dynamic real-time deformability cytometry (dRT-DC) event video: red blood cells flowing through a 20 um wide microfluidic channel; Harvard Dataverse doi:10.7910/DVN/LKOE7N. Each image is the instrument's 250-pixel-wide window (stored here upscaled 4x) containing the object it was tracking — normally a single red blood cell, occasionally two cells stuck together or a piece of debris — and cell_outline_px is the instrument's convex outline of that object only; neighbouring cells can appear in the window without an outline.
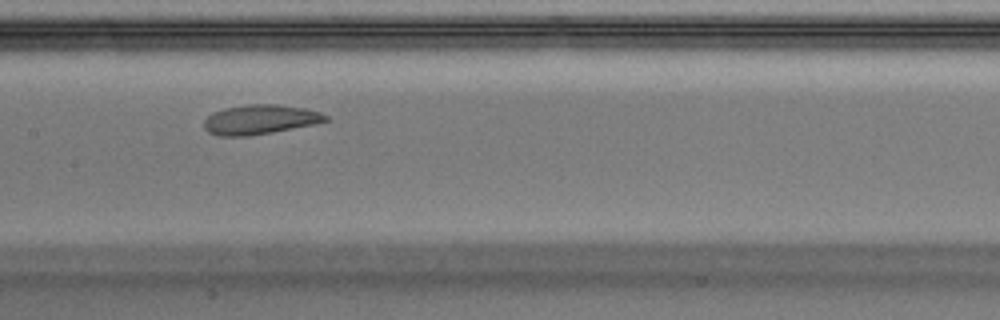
{"species": "Egyptian fruit bat (a non-hibernating species)", "species_latin": "Rousettus aegyptiacus", "temperature_condition": "warm", "stored_images_in_passage": 44, "camera_frame_rate_fps": 3000, "um_per_image_px": 0.085, "animal": {"sex": "male"}, "frame": {"image": 1, "passage_image": 19, "time_ms": 6.0, "image_size_px": [1000, 320], "cell_outline_px": [[328, 120], [316, 124], [272, 132], [248, 136], [220, 136], [208, 132], [204, 128], [204, 120], [212, 112], [224, 108], [248, 104], [276, 104], [304, 108], [320, 112], [328, 116]], "centroid_in_image_um": [22.09, 10.16], "position_along_channel_um": 185.3, "area_um2": 20.98}}
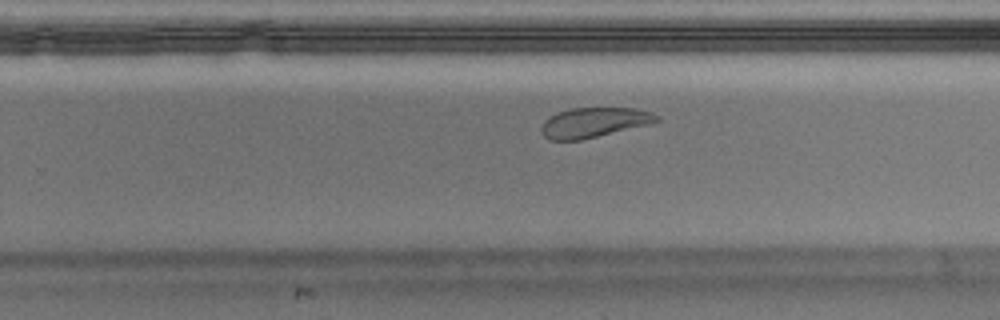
{"frame": {"image": 2, "passage_image": 26, "time_ms": 8.333, "image_size_px": [1000, 320], "cell_outline_px": [[660, 120], [648, 124], [580, 140], [548, 140], [540, 132], [540, 128], [544, 120], [560, 112], [572, 108], [636, 108], [652, 112], [660, 116]], "centroid_in_image_um": [50.48, 10.41], "position_along_channel_um": 279.3, "area_um2": 19.88}, "authors_computed_cell_mechanics": {"area_um2": 22.4842, "velocity_mm_per_s": 4.0478, "shape_relaxation_time_tau1_ms": 3.1677, "shape_relaxation_time_tau2_ms": 2.2768, "deformation_change_tau1": 0.1462, "deformation_change_tau2": 0.0966}}